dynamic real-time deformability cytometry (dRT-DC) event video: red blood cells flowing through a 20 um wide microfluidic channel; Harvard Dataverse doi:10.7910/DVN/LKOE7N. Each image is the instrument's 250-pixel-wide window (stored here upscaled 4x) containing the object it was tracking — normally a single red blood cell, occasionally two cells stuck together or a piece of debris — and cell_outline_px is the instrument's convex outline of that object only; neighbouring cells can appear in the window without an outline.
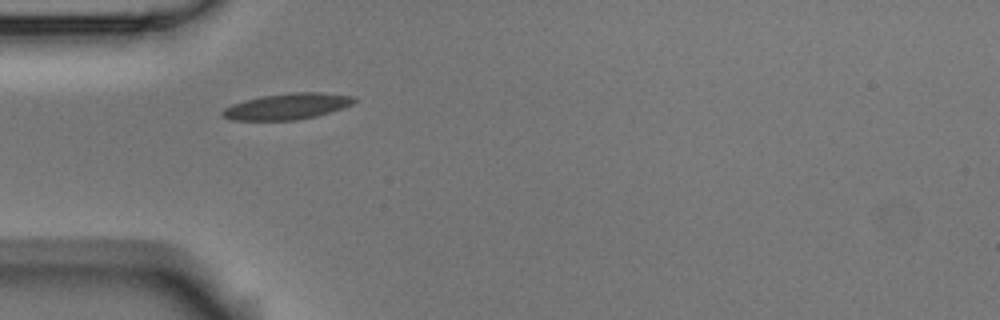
{"species": "Egyptian fruit bat (a non-hibernating species)", "species_latin": "Rousettus aegyptiacus", "temperature_condition": "room temperature", "stored_images_in_passage": 2, "camera_frame_rate_fps": 3000, "um_per_image_px": 0.085, "animal": {"sex": "male"}, "frame": {"image": 1, "passage_image": 1, "time_ms": 0.0, "image_size_px": [1000, 320], "cell_outline_px": [[360, 100], [352, 104], [316, 116], [296, 120], [232, 120], [224, 116], [220, 112], [224, 108], [232, 104], [244, 100], [264, 96], [292, 92], [324, 92], [356, 96]], "centroid_in_image_um": [24.45, 9.03], "position_along_channel_um": 60.5, "area_um2": 20.0}}
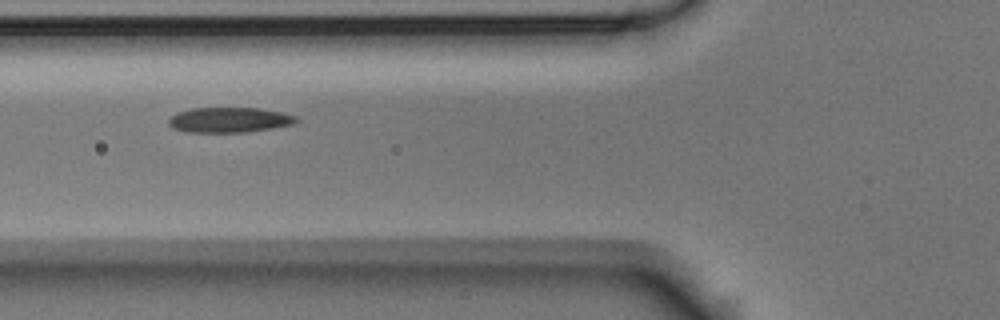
{"frame": {"image": 2, "passage_image": 2, "time_ms": 1.333, "image_size_px": [1000, 320], "cell_outline_px": [[300, 120], [292, 124], [272, 128], [244, 132], [184, 132], [172, 128], [168, 124], [168, 120], [176, 112], [192, 108], [260, 108], [280, 112], [296, 116]], "centroid_in_image_um": [19.46, 10.19], "position_along_channel_um": 106.3, "area_um2": 18.73}}